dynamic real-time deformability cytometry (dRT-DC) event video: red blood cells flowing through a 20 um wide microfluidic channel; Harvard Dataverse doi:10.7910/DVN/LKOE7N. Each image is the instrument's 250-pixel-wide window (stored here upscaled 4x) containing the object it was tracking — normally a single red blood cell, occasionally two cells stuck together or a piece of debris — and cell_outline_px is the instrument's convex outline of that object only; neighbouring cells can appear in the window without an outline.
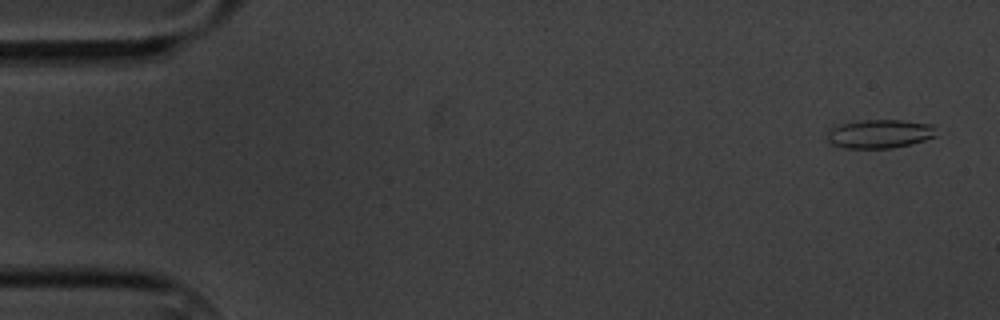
{"species": "common noctule bat (a hibernating species)", "species_latin": "Nyctalus noctula", "temperature_condition": "cold", "stored_images_in_passage": 5, "camera_frame_rate_fps": 3000, "um_per_image_px": 0.085, "animal": {"sex": "male", "body_mass_g": 20.1, "forearm_length_mm": 53.5}, "frame": {"image": 1, "passage_image": 1, "time_ms": 0.0, "image_size_px": [1000, 320], "cell_outline_px": [[936, 136], [912, 144], [892, 148], [844, 148], [832, 144], [828, 140], [828, 132], [832, 128], [840, 124], [864, 120], [900, 120], [932, 124]], "centroid_in_image_um": [74.78, 11.38], "position_along_channel_um": 10.2, "area_um2": 18.09}}
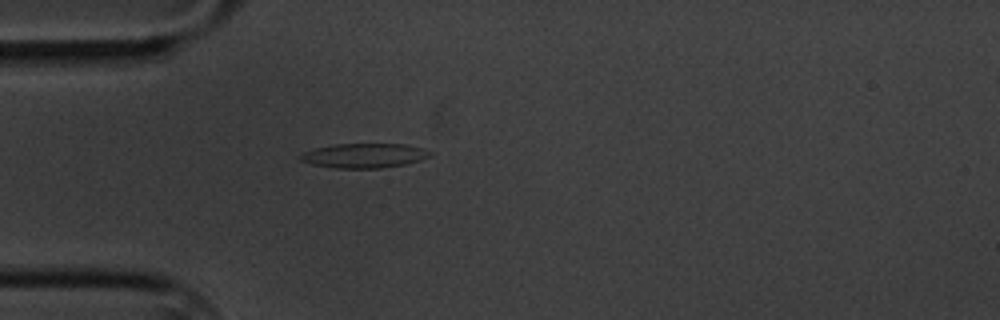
{"frame": {"image": 2, "passage_image": 5, "time_ms": 4.667, "image_size_px": [1000, 320], "cell_outline_px": [[432, 156], [420, 160], [404, 164], [380, 168], [336, 168], [312, 164], [300, 160], [296, 156], [304, 152], [316, 148], [336, 144], [404, 144], [424, 148], [432, 152]], "centroid_in_image_um": [30.97, 13.22], "position_along_channel_um": 54.0, "area_um2": 18.5}}